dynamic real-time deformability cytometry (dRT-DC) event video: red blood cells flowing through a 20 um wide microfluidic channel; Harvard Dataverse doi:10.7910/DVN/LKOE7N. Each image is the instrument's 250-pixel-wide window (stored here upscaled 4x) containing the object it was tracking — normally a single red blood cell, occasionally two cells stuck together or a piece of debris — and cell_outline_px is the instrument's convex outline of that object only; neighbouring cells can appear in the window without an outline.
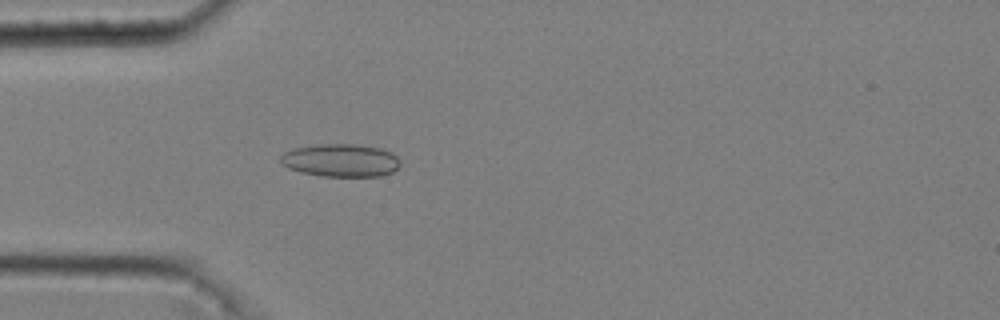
{"species": "common noctule bat (a hibernating species)", "species_latin": "Nyctalus noctula", "temperature_condition": "cold", "stored_images_in_passage": 46, "camera_frame_rate_fps": 3000, "um_per_image_px": 0.085, "animal": {"sex": "male", "body_mass_g": 20.4}, "frame": {"image": 1, "passage_image": 10, "time_ms": 3.0, "image_size_px": [1000, 320], "cell_outline_px": [[400, 164], [392, 172], [380, 176], [320, 176], [288, 168], [280, 164], [280, 156], [284, 152], [292, 148], [316, 144], [356, 144], [380, 148], [392, 152], [400, 160]], "centroid_in_image_um": [28.94, 13.62], "position_along_channel_um": 56.1, "area_um2": 23.06}}
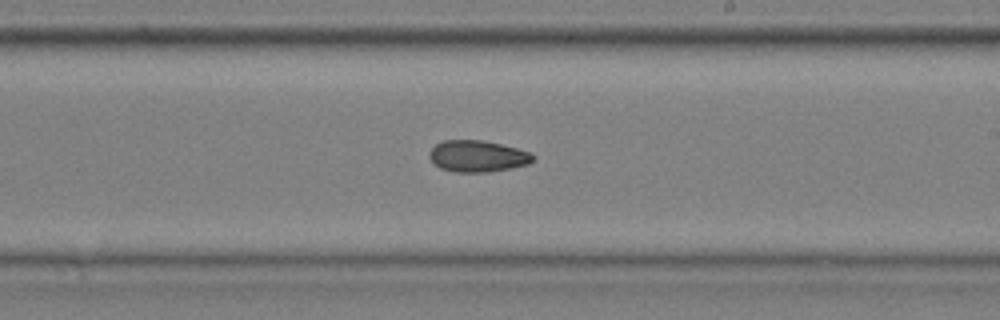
{"frame": {"image": 2, "passage_image": 26, "time_ms": 8.333, "image_size_px": [1000, 320], "cell_outline_px": [[536, 156], [528, 164], [512, 168], [488, 172], [456, 172], [440, 168], [428, 156], [428, 152], [436, 144], [444, 140], [484, 140], [516, 148], [528, 152]], "centroid_in_image_um": [40.58, 13.27], "position_along_channel_um": 248.4, "area_um2": 18.96}}
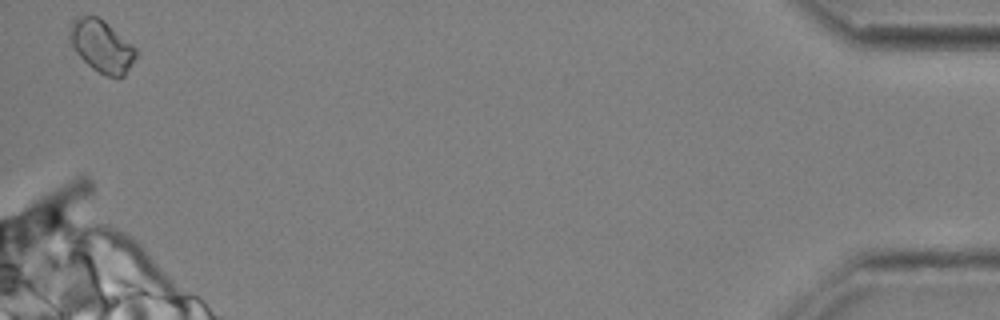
{"frame": {"image": 3, "passage_image": 46, "time_ms": 15.0, "image_size_px": [1000, 320], "cell_outline_px": [[136, 56], [124, 76], [104, 76], [92, 68], [72, 48], [68, 32], [72, 24], [76, 20], [84, 16], [96, 16], [104, 20], [132, 44], [136, 48]], "centroid_in_image_um": [8.65, 3.93], "position_along_channel_um": 426.6, "area_um2": 19.77}, "authors_computed_cell_mechanics": {"area_um2": 19.4497, "velocity_mm_per_s": 3.6943, "shape_relaxation_time_tau1_ms": null, "shape_relaxation_time_tau2_ms": 8.2797, "deformation_change_tau1": null, "deformation_change_tau2": 0.1273}}